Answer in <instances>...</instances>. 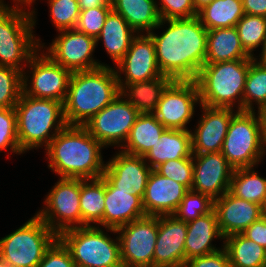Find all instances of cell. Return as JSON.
<instances>
[{"instance_id":"cell-1","label":"cell","mask_w":266,"mask_h":267,"mask_svg":"<svg viewBox=\"0 0 266 267\" xmlns=\"http://www.w3.org/2000/svg\"><path fill=\"white\" fill-rule=\"evenodd\" d=\"M167 23L161 35L153 30L148 33L155 44L158 68L173 80H195L205 62L208 30L198 16L161 19L155 29Z\"/></svg>"},{"instance_id":"cell-2","label":"cell","mask_w":266,"mask_h":267,"mask_svg":"<svg viewBox=\"0 0 266 267\" xmlns=\"http://www.w3.org/2000/svg\"><path fill=\"white\" fill-rule=\"evenodd\" d=\"M103 148L84 126L66 125L45 148L48 167L62 178H101Z\"/></svg>"},{"instance_id":"cell-3","label":"cell","mask_w":266,"mask_h":267,"mask_svg":"<svg viewBox=\"0 0 266 267\" xmlns=\"http://www.w3.org/2000/svg\"><path fill=\"white\" fill-rule=\"evenodd\" d=\"M120 94L115 68L72 72L63 104L67 125L84 126Z\"/></svg>"},{"instance_id":"cell-4","label":"cell","mask_w":266,"mask_h":267,"mask_svg":"<svg viewBox=\"0 0 266 267\" xmlns=\"http://www.w3.org/2000/svg\"><path fill=\"white\" fill-rule=\"evenodd\" d=\"M14 109L17 137L23 153L41 146L46 148L67 125L63 103L54 99L34 98L22 92Z\"/></svg>"},{"instance_id":"cell-5","label":"cell","mask_w":266,"mask_h":267,"mask_svg":"<svg viewBox=\"0 0 266 267\" xmlns=\"http://www.w3.org/2000/svg\"><path fill=\"white\" fill-rule=\"evenodd\" d=\"M249 65L250 59L204 64L194 80L200 104L233 108L238 103L237 110L243 111V92Z\"/></svg>"},{"instance_id":"cell-6","label":"cell","mask_w":266,"mask_h":267,"mask_svg":"<svg viewBox=\"0 0 266 267\" xmlns=\"http://www.w3.org/2000/svg\"><path fill=\"white\" fill-rule=\"evenodd\" d=\"M25 10L21 6L11 7L4 2L0 5V66L22 72L26 68L22 62L28 63L30 57L40 47L43 49L45 44L32 34L37 22L35 9Z\"/></svg>"},{"instance_id":"cell-7","label":"cell","mask_w":266,"mask_h":267,"mask_svg":"<svg viewBox=\"0 0 266 267\" xmlns=\"http://www.w3.org/2000/svg\"><path fill=\"white\" fill-rule=\"evenodd\" d=\"M238 111L231 119L221 153L234 169L255 167L266 155L263 112Z\"/></svg>"},{"instance_id":"cell-8","label":"cell","mask_w":266,"mask_h":267,"mask_svg":"<svg viewBox=\"0 0 266 267\" xmlns=\"http://www.w3.org/2000/svg\"><path fill=\"white\" fill-rule=\"evenodd\" d=\"M58 238L77 267H123L118 236L111 238L97 225L70 228Z\"/></svg>"},{"instance_id":"cell-9","label":"cell","mask_w":266,"mask_h":267,"mask_svg":"<svg viewBox=\"0 0 266 267\" xmlns=\"http://www.w3.org/2000/svg\"><path fill=\"white\" fill-rule=\"evenodd\" d=\"M58 235L35 214L13 233L0 239V257L9 267H37Z\"/></svg>"},{"instance_id":"cell-10","label":"cell","mask_w":266,"mask_h":267,"mask_svg":"<svg viewBox=\"0 0 266 267\" xmlns=\"http://www.w3.org/2000/svg\"><path fill=\"white\" fill-rule=\"evenodd\" d=\"M39 51L41 47L26 64L32 74L30 77L27 72H23V93L34 98L54 99L64 104L72 72Z\"/></svg>"},{"instance_id":"cell-11","label":"cell","mask_w":266,"mask_h":267,"mask_svg":"<svg viewBox=\"0 0 266 267\" xmlns=\"http://www.w3.org/2000/svg\"><path fill=\"white\" fill-rule=\"evenodd\" d=\"M80 179L62 178L44 201L45 208L36 214L57 235L70 228L81 227Z\"/></svg>"},{"instance_id":"cell-12","label":"cell","mask_w":266,"mask_h":267,"mask_svg":"<svg viewBox=\"0 0 266 267\" xmlns=\"http://www.w3.org/2000/svg\"><path fill=\"white\" fill-rule=\"evenodd\" d=\"M139 112L121 95L95 114L84 127L104 147H122ZM121 143V144H120Z\"/></svg>"},{"instance_id":"cell-13","label":"cell","mask_w":266,"mask_h":267,"mask_svg":"<svg viewBox=\"0 0 266 267\" xmlns=\"http://www.w3.org/2000/svg\"><path fill=\"white\" fill-rule=\"evenodd\" d=\"M124 267H153L158 216H145L116 229Z\"/></svg>"},{"instance_id":"cell-14","label":"cell","mask_w":266,"mask_h":267,"mask_svg":"<svg viewBox=\"0 0 266 267\" xmlns=\"http://www.w3.org/2000/svg\"><path fill=\"white\" fill-rule=\"evenodd\" d=\"M196 104H200L196 82L173 80L164 90L153 114L166 129L188 130L186 125L194 115Z\"/></svg>"},{"instance_id":"cell-15","label":"cell","mask_w":266,"mask_h":267,"mask_svg":"<svg viewBox=\"0 0 266 267\" xmlns=\"http://www.w3.org/2000/svg\"><path fill=\"white\" fill-rule=\"evenodd\" d=\"M45 52L53 61L71 72L89 71L108 66L97 62L92 56L96 39L76 29L59 31Z\"/></svg>"},{"instance_id":"cell-16","label":"cell","mask_w":266,"mask_h":267,"mask_svg":"<svg viewBox=\"0 0 266 267\" xmlns=\"http://www.w3.org/2000/svg\"><path fill=\"white\" fill-rule=\"evenodd\" d=\"M146 34V35H145ZM137 34L124 57L115 65L120 90L135 82L148 81L163 76L158 68L155 44L148 33ZM118 68V70L116 69ZM124 73V80L121 79Z\"/></svg>"},{"instance_id":"cell-17","label":"cell","mask_w":266,"mask_h":267,"mask_svg":"<svg viewBox=\"0 0 266 267\" xmlns=\"http://www.w3.org/2000/svg\"><path fill=\"white\" fill-rule=\"evenodd\" d=\"M191 190L216 200L229 191L234 168L221 152L193 154Z\"/></svg>"},{"instance_id":"cell-18","label":"cell","mask_w":266,"mask_h":267,"mask_svg":"<svg viewBox=\"0 0 266 267\" xmlns=\"http://www.w3.org/2000/svg\"><path fill=\"white\" fill-rule=\"evenodd\" d=\"M187 223L174 215L158 216L153 267H184Z\"/></svg>"},{"instance_id":"cell-19","label":"cell","mask_w":266,"mask_h":267,"mask_svg":"<svg viewBox=\"0 0 266 267\" xmlns=\"http://www.w3.org/2000/svg\"><path fill=\"white\" fill-rule=\"evenodd\" d=\"M203 114L198 127L192 132V154L221 152L232 117L238 112L233 108L199 105Z\"/></svg>"},{"instance_id":"cell-20","label":"cell","mask_w":266,"mask_h":267,"mask_svg":"<svg viewBox=\"0 0 266 267\" xmlns=\"http://www.w3.org/2000/svg\"><path fill=\"white\" fill-rule=\"evenodd\" d=\"M151 170L144 157L119 151L106 163L103 175L117 191L143 198Z\"/></svg>"},{"instance_id":"cell-21","label":"cell","mask_w":266,"mask_h":267,"mask_svg":"<svg viewBox=\"0 0 266 267\" xmlns=\"http://www.w3.org/2000/svg\"><path fill=\"white\" fill-rule=\"evenodd\" d=\"M188 191L181 183L152 169L142 198L146 216L172 215Z\"/></svg>"},{"instance_id":"cell-22","label":"cell","mask_w":266,"mask_h":267,"mask_svg":"<svg viewBox=\"0 0 266 267\" xmlns=\"http://www.w3.org/2000/svg\"><path fill=\"white\" fill-rule=\"evenodd\" d=\"M214 210L223 237L242 233L253 222L262 217V206L240 199L227 191L214 200Z\"/></svg>"},{"instance_id":"cell-23","label":"cell","mask_w":266,"mask_h":267,"mask_svg":"<svg viewBox=\"0 0 266 267\" xmlns=\"http://www.w3.org/2000/svg\"><path fill=\"white\" fill-rule=\"evenodd\" d=\"M105 209L103 228L117 233L116 229L146 216L140 196L117 188L105 177Z\"/></svg>"},{"instance_id":"cell-24","label":"cell","mask_w":266,"mask_h":267,"mask_svg":"<svg viewBox=\"0 0 266 267\" xmlns=\"http://www.w3.org/2000/svg\"><path fill=\"white\" fill-rule=\"evenodd\" d=\"M214 238L224 240L214 209L208 214L188 222L185 240V263L193 257L204 256L220 250L221 248H216L211 244Z\"/></svg>"},{"instance_id":"cell-25","label":"cell","mask_w":266,"mask_h":267,"mask_svg":"<svg viewBox=\"0 0 266 267\" xmlns=\"http://www.w3.org/2000/svg\"><path fill=\"white\" fill-rule=\"evenodd\" d=\"M186 157H193L191 130L166 129L144 160L154 169L163 162Z\"/></svg>"},{"instance_id":"cell-26","label":"cell","mask_w":266,"mask_h":267,"mask_svg":"<svg viewBox=\"0 0 266 267\" xmlns=\"http://www.w3.org/2000/svg\"><path fill=\"white\" fill-rule=\"evenodd\" d=\"M251 58L241 44L236 27L208 30L204 64Z\"/></svg>"},{"instance_id":"cell-27","label":"cell","mask_w":266,"mask_h":267,"mask_svg":"<svg viewBox=\"0 0 266 267\" xmlns=\"http://www.w3.org/2000/svg\"><path fill=\"white\" fill-rule=\"evenodd\" d=\"M137 34L127 21L112 9L105 19L99 36L96 38V44L102 39L107 54L117 64L124 57Z\"/></svg>"},{"instance_id":"cell-28","label":"cell","mask_w":266,"mask_h":267,"mask_svg":"<svg viewBox=\"0 0 266 267\" xmlns=\"http://www.w3.org/2000/svg\"><path fill=\"white\" fill-rule=\"evenodd\" d=\"M165 130L166 128L153 113H140L120 150L131 155L144 157L160 140Z\"/></svg>"},{"instance_id":"cell-29","label":"cell","mask_w":266,"mask_h":267,"mask_svg":"<svg viewBox=\"0 0 266 267\" xmlns=\"http://www.w3.org/2000/svg\"><path fill=\"white\" fill-rule=\"evenodd\" d=\"M172 81V78L163 75L148 81L126 84L120 94L139 113H153L164 90Z\"/></svg>"},{"instance_id":"cell-30","label":"cell","mask_w":266,"mask_h":267,"mask_svg":"<svg viewBox=\"0 0 266 267\" xmlns=\"http://www.w3.org/2000/svg\"><path fill=\"white\" fill-rule=\"evenodd\" d=\"M112 9L138 34L151 32L161 21L156 0H116Z\"/></svg>"},{"instance_id":"cell-31","label":"cell","mask_w":266,"mask_h":267,"mask_svg":"<svg viewBox=\"0 0 266 267\" xmlns=\"http://www.w3.org/2000/svg\"><path fill=\"white\" fill-rule=\"evenodd\" d=\"M81 227L103 226L105 209V176L97 179H80Z\"/></svg>"},{"instance_id":"cell-32","label":"cell","mask_w":266,"mask_h":267,"mask_svg":"<svg viewBox=\"0 0 266 267\" xmlns=\"http://www.w3.org/2000/svg\"><path fill=\"white\" fill-rule=\"evenodd\" d=\"M231 267H266V249L242 233L224 238Z\"/></svg>"},{"instance_id":"cell-33","label":"cell","mask_w":266,"mask_h":267,"mask_svg":"<svg viewBox=\"0 0 266 267\" xmlns=\"http://www.w3.org/2000/svg\"><path fill=\"white\" fill-rule=\"evenodd\" d=\"M243 16L242 0H213L198 12L207 30L235 27Z\"/></svg>"},{"instance_id":"cell-34","label":"cell","mask_w":266,"mask_h":267,"mask_svg":"<svg viewBox=\"0 0 266 267\" xmlns=\"http://www.w3.org/2000/svg\"><path fill=\"white\" fill-rule=\"evenodd\" d=\"M229 192L240 199L263 206L266 200V178L260 177L254 167L234 169Z\"/></svg>"},{"instance_id":"cell-35","label":"cell","mask_w":266,"mask_h":267,"mask_svg":"<svg viewBox=\"0 0 266 267\" xmlns=\"http://www.w3.org/2000/svg\"><path fill=\"white\" fill-rule=\"evenodd\" d=\"M259 112L266 111V64L250 59L243 92V111H255L254 103Z\"/></svg>"},{"instance_id":"cell-36","label":"cell","mask_w":266,"mask_h":267,"mask_svg":"<svg viewBox=\"0 0 266 267\" xmlns=\"http://www.w3.org/2000/svg\"><path fill=\"white\" fill-rule=\"evenodd\" d=\"M235 27L244 50L254 57L253 51L262 46L266 37V17L244 14Z\"/></svg>"},{"instance_id":"cell-37","label":"cell","mask_w":266,"mask_h":267,"mask_svg":"<svg viewBox=\"0 0 266 267\" xmlns=\"http://www.w3.org/2000/svg\"><path fill=\"white\" fill-rule=\"evenodd\" d=\"M23 92V72L0 66V108H14Z\"/></svg>"},{"instance_id":"cell-38","label":"cell","mask_w":266,"mask_h":267,"mask_svg":"<svg viewBox=\"0 0 266 267\" xmlns=\"http://www.w3.org/2000/svg\"><path fill=\"white\" fill-rule=\"evenodd\" d=\"M214 209V200L202 193L189 190L172 214L185 223L206 215Z\"/></svg>"},{"instance_id":"cell-39","label":"cell","mask_w":266,"mask_h":267,"mask_svg":"<svg viewBox=\"0 0 266 267\" xmlns=\"http://www.w3.org/2000/svg\"><path fill=\"white\" fill-rule=\"evenodd\" d=\"M50 17L58 31L75 29L80 9L77 0H47Z\"/></svg>"},{"instance_id":"cell-40","label":"cell","mask_w":266,"mask_h":267,"mask_svg":"<svg viewBox=\"0 0 266 267\" xmlns=\"http://www.w3.org/2000/svg\"><path fill=\"white\" fill-rule=\"evenodd\" d=\"M154 170L160 175L171 178L191 190L193 183L192 157L163 162L155 167Z\"/></svg>"},{"instance_id":"cell-41","label":"cell","mask_w":266,"mask_h":267,"mask_svg":"<svg viewBox=\"0 0 266 267\" xmlns=\"http://www.w3.org/2000/svg\"><path fill=\"white\" fill-rule=\"evenodd\" d=\"M10 149L22 154L17 137L16 111L14 108H0V152Z\"/></svg>"},{"instance_id":"cell-42","label":"cell","mask_w":266,"mask_h":267,"mask_svg":"<svg viewBox=\"0 0 266 267\" xmlns=\"http://www.w3.org/2000/svg\"><path fill=\"white\" fill-rule=\"evenodd\" d=\"M111 10L112 7H98L81 10L75 29L96 39L99 36L105 19Z\"/></svg>"},{"instance_id":"cell-43","label":"cell","mask_w":266,"mask_h":267,"mask_svg":"<svg viewBox=\"0 0 266 267\" xmlns=\"http://www.w3.org/2000/svg\"><path fill=\"white\" fill-rule=\"evenodd\" d=\"M157 8L162 20L198 16L193 0H160V3L157 4Z\"/></svg>"},{"instance_id":"cell-44","label":"cell","mask_w":266,"mask_h":267,"mask_svg":"<svg viewBox=\"0 0 266 267\" xmlns=\"http://www.w3.org/2000/svg\"><path fill=\"white\" fill-rule=\"evenodd\" d=\"M37 267H77L72 259L70 251L57 238L46 250L42 261Z\"/></svg>"},{"instance_id":"cell-45","label":"cell","mask_w":266,"mask_h":267,"mask_svg":"<svg viewBox=\"0 0 266 267\" xmlns=\"http://www.w3.org/2000/svg\"><path fill=\"white\" fill-rule=\"evenodd\" d=\"M184 267H231V265L228 254L224 246H222L216 252L187 260Z\"/></svg>"},{"instance_id":"cell-46","label":"cell","mask_w":266,"mask_h":267,"mask_svg":"<svg viewBox=\"0 0 266 267\" xmlns=\"http://www.w3.org/2000/svg\"><path fill=\"white\" fill-rule=\"evenodd\" d=\"M242 234L266 249V218L253 222Z\"/></svg>"},{"instance_id":"cell-47","label":"cell","mask_w":266,"mask_h":267,"mask_svg":"<svg viewBox=\"0 0 266 267\" xmlns=\"http://www.w3.org/2000/svg\"><path fill=\"white\" fill-rule=\"evenodd\" d=\"M244 14L266 17V0H242Z\"/></svg>"},{"instance_id":"cell-48","label":"cell","mask_w":266,"mask_h":267,"mask_svg":"<svg viewBox=\"0 0 266 267\" xmlns=\"http://www.w3.org/2000/svg\"><path fill=\"white\" fill-rule=\"evenodd\" d=\"M77 2L80 11L98 7H112L109 0H77Z\"/></svg>"},{"instance_id":"cell-49","label":"cell","mask_w":266,"mask_h":267,"mask_svg":"<svg viewBox=\"0 0 266 267\" xmlns=\"http://www.w3.org/2000/svg\"><path fill=\"white\" fill-rule=\"evenodd\" d=\"M213 0H193L194 7L197 12L209 5Z\"/></svg>"},{"instance_id":"cell-50","label":"cell","mask_w":266,"mask_h":267,"mask_svg":"<svg viewBox=\"0 0 266 267\" xmlns=\"http://www.w3.org/2000/svg\"><path fill=\"white\" fill-rule=\"evenodd\" d=\"M262 52H261V57L260 58H256L255 56L253 57V59L256 61V62H259V63H262V64H266V37L263 41V44H262ZM258 59H260L258 61Z\"/></svg>"},{"instance_id":"cell-51","label":"cell","mask_w":266,"mask_h":267,"mask_svg":"<svg viewBox=\"0 0 266 267\" xmlns=\"http://www.w3.org/2000/svg\"><path fill=\"white\" fill-rule=\"evenodd\" d=\"M35 1L36 0H13V2H15V5L22 6V7H23V4L30 7V5L32 6V2L35 3Z\"/></svg>"},{"instance_id":"cell-52","label":"cell","mask_w":266,"mask_h":267,"mask_svg":"<svg viewBox=\"0 0 266 267\" xmlns=\"http://www.w3.org/2000/svg\"><path fill=\"white\" fill-rule=\"evenodd\" d=\"M262 217L266 218V200L262 206Z\"/></svg>"},{"instance_id":"cell-53","label":"cell","mask_w":266,"mask_h":267,"mask_svg":"<svg viewBox=\"0 0 266 267\" xmlns=\"http://www.w3.org/2000/svg\"><path fill=\"white\" fill-rule=\"evenodd\" d=\"M0 267H9V265L0 257Z\"/></svg>"},{"instance_id":"cell-54","label":"cell","mask_w":266,"mask_h":267,"mask_svg":"<svg viewBox=\"0 0 266 267\" xmlns=\"http://www.w3.org/2000/svg\"><path fill=\"white\" fill-rule=\"evenodd\" d=\"M264 117H265V130H266V111L264 112Z\"/></svg>"},{"instance_id":"cell-55","label":"cell","mask_w":266,"mask_h":267,"mask_svg":"<svg viewBox=\"0 0 266 267\" xmlns=\"http://www.w3.org/2000/svg\"><path fill=\"white\" fill-rule=\"evenodd\" d=\"M111 4H113L116 0H109Z\"/></svg>"}]
</instances>
